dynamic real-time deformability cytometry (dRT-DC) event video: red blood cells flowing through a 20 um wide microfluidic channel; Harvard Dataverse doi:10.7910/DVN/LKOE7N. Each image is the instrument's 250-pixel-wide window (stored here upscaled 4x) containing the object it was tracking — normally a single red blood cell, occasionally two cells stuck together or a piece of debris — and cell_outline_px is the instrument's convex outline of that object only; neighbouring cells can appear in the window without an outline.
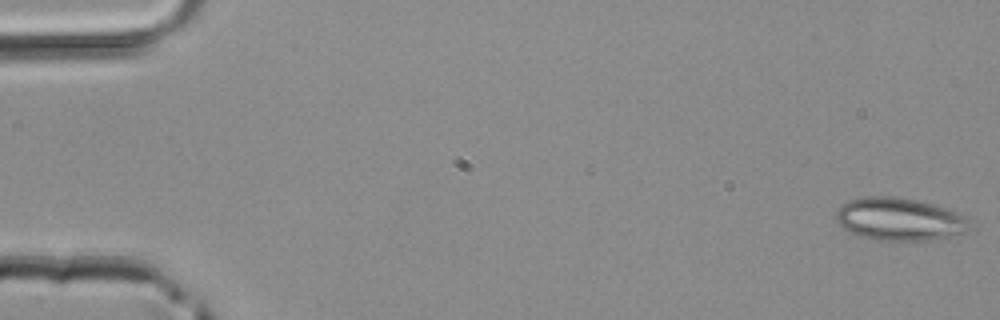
{"species": "common noctule bat (a hibernating species)", "species_latin": "Nyctalus noctula", "temperature_condition": "room temperature", "stored_images_in_passage": 3, "camera_frame_rate_fps": 3000, "um_per_image_px": 0.085, "animal": {"sex": "male", "body_mass_g": 20.4}, "frame": {"image": 1, "passage_image": 1, "time_ms": 0.0, "image_size_px": [1000, 320], "cell_outline_px": [[976, 228], [968, 232], [932, 240], [872, 240], [860, 236], [836, 224], [836, 212], [840, 204], [848, 200], [864, 196], [896, 196], [936, 204], [960, 212]], "centroid_in_image_um": [76.5, 18.62], "position_along_channel_um": 8.5, "area_um2": 34.04}}